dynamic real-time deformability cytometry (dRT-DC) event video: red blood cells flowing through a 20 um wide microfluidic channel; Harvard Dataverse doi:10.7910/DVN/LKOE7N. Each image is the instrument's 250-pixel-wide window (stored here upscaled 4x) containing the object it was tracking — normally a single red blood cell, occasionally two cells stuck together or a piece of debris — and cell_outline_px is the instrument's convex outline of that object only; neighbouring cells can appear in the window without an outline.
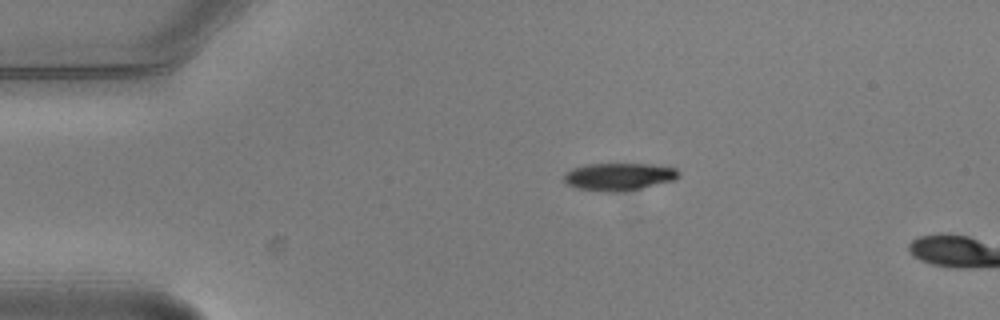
{"species": "common noctule bat (a hibernating species)", "species_latin": "Nyctalus noctula", "temperature_condition": "warm", "stored_images_in_passage": 2, "camera_frame_rate_fps": 3000, "um_per_image_px": 0.085, "animal": {"sex": "male", "body_mass_g": 20.5, "forearm_length_mm": 52.5}, "frame": {"image": 1, "passage_image": 1, "time_ms": 0.0, "image_size_px": [1000, 320], "cell_outline_px": [[680, 176], [676, 180], [624, 192], [604, 192], [576, 188], [568, 184], [564, 180], [564, 172], [572, 168], [588, 164], [652, 164], [676, 168], [680, 172]], "centroid_in_image_um": [52.63, 15.02], "position_along_channel_um": 32.4, "area_um2": 18.67}}